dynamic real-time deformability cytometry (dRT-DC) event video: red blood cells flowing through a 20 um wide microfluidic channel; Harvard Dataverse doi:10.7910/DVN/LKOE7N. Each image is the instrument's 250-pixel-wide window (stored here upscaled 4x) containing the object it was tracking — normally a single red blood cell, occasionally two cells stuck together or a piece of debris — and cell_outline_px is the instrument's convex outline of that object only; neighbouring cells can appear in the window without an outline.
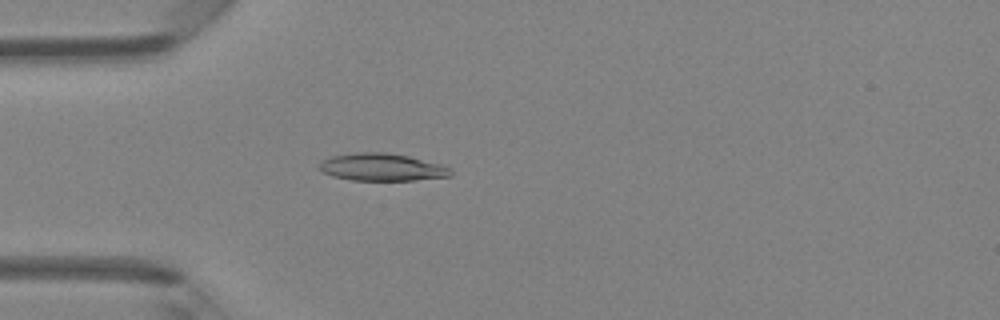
{"species": "Egyptian fruit bat (a non-hibernating species)", "species_latin": "Rousettus aegyptiacus", "temperature_condition": "room temperature", "stored_images_in_passage": 4, "camera_frame_rate_fps": 3000, "um_per_image_px": 0.085, "animal": {"sex": "female"}, "frame": {"image": 1, "passage_image": 4, "time_ms": 1.0, "image_size_px": [1000, 320], "cell_outline_px": [[452, 176], [416, 180], [352, 180], [332, 176], [324, 172], [320, 168], [320, 164], [324, 160], [332, 156], [356, 152], [384, 152], [408, 156], [440, 164], [448, 168], [452, 172]], "centroid_in_image_um": [32.48, 14.21], "position_along_channel_um": 52.5, "area_um2": 20.75}}